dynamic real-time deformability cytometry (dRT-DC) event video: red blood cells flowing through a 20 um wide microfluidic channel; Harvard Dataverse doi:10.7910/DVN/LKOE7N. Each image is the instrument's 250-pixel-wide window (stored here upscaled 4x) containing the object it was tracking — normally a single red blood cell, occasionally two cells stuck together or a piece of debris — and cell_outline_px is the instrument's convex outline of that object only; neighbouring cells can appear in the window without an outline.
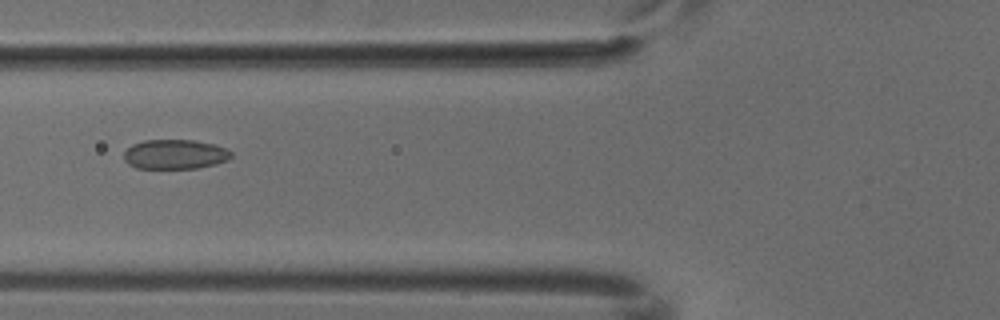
{"species": "common noctule bat (a hibernating species)", "species_latin": "Nyctalus noctula", "temperature_condition": "cold", "stored_images_in_passage": 3, "camera_frame_rate_fps": 3000, "um_per_image_px": 0.085, "animal": {"sex": "male", "body_mass_g": 18.8}, "frame": {"image": 1, "passage_image": 3, "time_ms": 0.667, "image_size_px": [1000, 320], "cell_outline_px": [[232, 156], [228, 160], [216, 164], [196, 168], [136, 168], [128, 164], [124, 160], [124, 152], [132, 144], [144, 140], [192, 140], [216, 144], [232, 152]], "centroid_in_image_um": [14.87, 13.11], "position_along_channel_um": 110.9, "area_um2": 18.55}}